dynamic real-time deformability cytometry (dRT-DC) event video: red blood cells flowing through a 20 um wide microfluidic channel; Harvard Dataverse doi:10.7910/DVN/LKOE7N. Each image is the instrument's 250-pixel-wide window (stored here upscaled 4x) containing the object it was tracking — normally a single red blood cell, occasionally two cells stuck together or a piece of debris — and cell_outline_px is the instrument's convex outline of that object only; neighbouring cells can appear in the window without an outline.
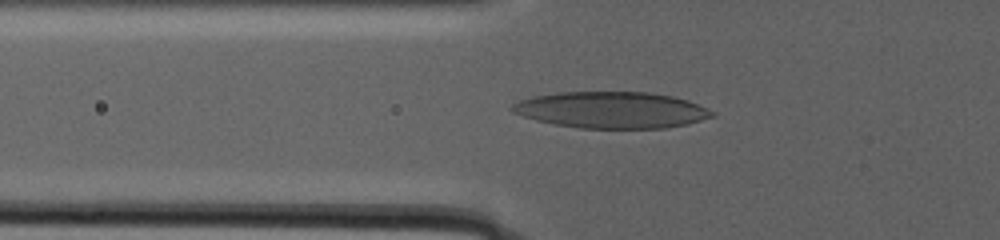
{"species": "human", "species_latin": "Homo sapiens", "temperature_condition": "warm", "stored_images_in_passage": 46, "camera_frame_rate_fps": 3000, "um_per_image_px": 0.085, "donor": {"sex": "male"}, "frame": {"image": 1, "passage_image": 26, "time_ms": 14.0, "image_size_px": [1000, 240], "cell_outline_px": [[716, 116], [688, 124], [664, 128], [580, 128], [552, 124], [536, 120], [512, 112], [508, 108], [512, 104], [520, 100], [532, 96], [556, 92], [648, 92], [672, 96], [688, 100], [708, 108], [716, 112]], "centroid_in_image_um": [51.98, 9.34], "position_along_channel_um": 73.8, "area_um2": 42.77}}
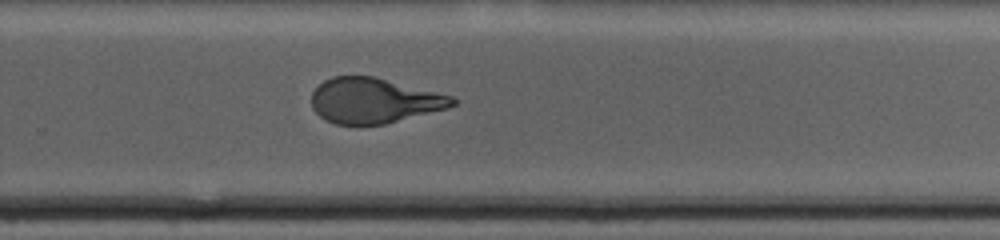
{"frame": {"image": 2, "passage_image": 37, "time_ms": 24.667, "image_size_px": [1000, 240], "cell_outline_px": [[456, 104], [448, 108], [384, 124], [356, 128], [336, 124], [324, 120], [312, 108], [312, 92], [324, 80], [332, 76], [376, 76], [452, 96], [456, 100]], "centroid_in_image_um": [31.76, 8.58], "position_along_channel_um": 298.0, "area_um2": 37.74}}
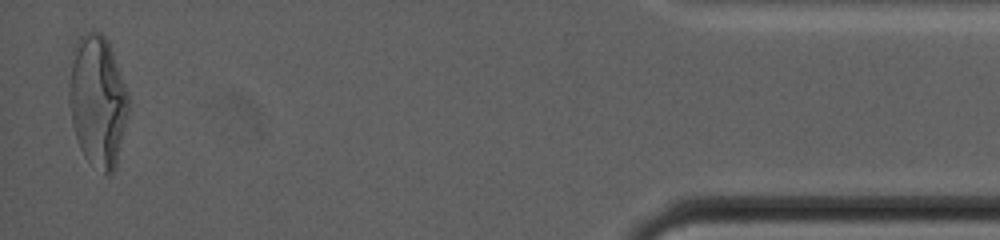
{"frame": {"image": 3, "passage_image": 46, "time_ms": 33.667, "image_size_px": [1000, 240], "cell_outline_px": [[128, 112], [116, 164], [112, 172], [108, 176], [104, 176], [84, 156], [80, 148], [72, 124], [68, 100], [68, 84], [72, 44], [84, 32], [92, 28], [100, 32], [108, 40], [128, 92]], "centroid_in_image_um": [8.26, 8.52], "position_along_channel_um": 426.9, "area_um2": 46.18}, "authors_computed_cell_mechanics": {"area_um2": 40.5756, "velocity_mm_per_s": 2.1445, "shape_relaxation_time_tau1_ms": null, "shape_relaxation_time_tau2_ms": 1.6601, "deformation_change_tau1": null, "deformation_change_tau2": 0.0986}}